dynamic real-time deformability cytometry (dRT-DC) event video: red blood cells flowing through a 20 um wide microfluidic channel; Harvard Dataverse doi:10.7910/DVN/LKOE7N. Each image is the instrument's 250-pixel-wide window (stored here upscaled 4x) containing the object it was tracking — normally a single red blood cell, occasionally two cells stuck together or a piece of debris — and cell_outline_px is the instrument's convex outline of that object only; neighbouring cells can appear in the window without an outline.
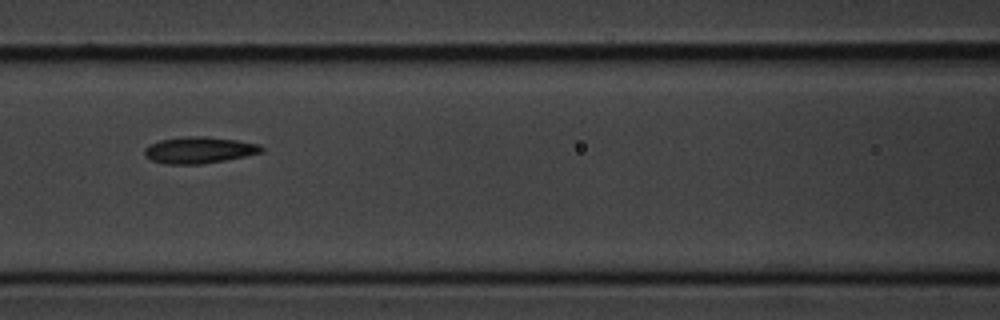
{"species": "common noctule bat (a hibernating species)", "species_latin": "Nyctalus noctula", "temperature_condition": "cold", "stored_images_in_passage": 9, "camera_frame_rate_fps": 3000, "um_per_image_px": 0.085, "animal": {"sex": "male", "body_mass_g": 20.1, "forearm_length_mm": 53.5}, "frame": {"image": 1, "passage_image": 7, "time_ms": 8.0, "image_size_px": [1000, 320], "cell_outline_px": [[264, 152], [224, 160], [200, 164], [164, 164], [152, 160], [144, 156], [144, 148], [148, 144], [160, 140], [188, 136], [204, 136], [236, 140], [260, 144], [264, 148]], "centroid_in_image_um": [16.9, 12.75], "position_along_channel_um": 149.7, "area_um2": 18.09}}
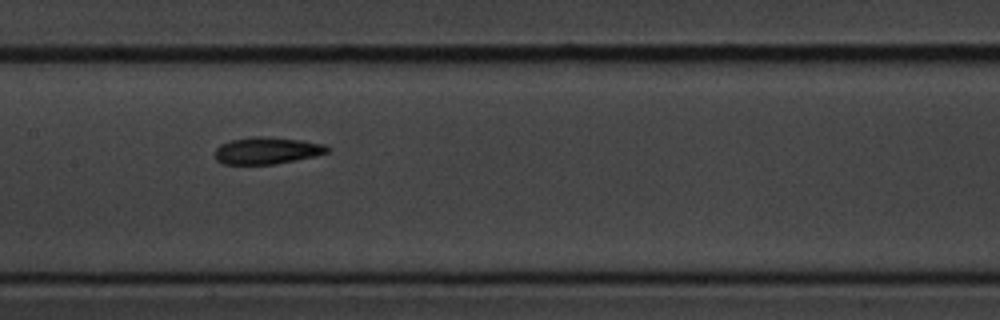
{"frame": {"image": 2, "passage_image": 8, "time_ms": 9.0, "image_size_px": [1000, 320], "cell_outline_px": [[328, 152], [296, 160], [276, 164], [224, 164], [216, 160], [216, 148], [220, 144], [232, 140], [252, 136], [260, 136], [300, 140], [324, 144], [328, 148]], "centroid_in_image_um": [22.65, 12.8], "position_along_channel_um": 184.7, "area_um2": 17.4}}
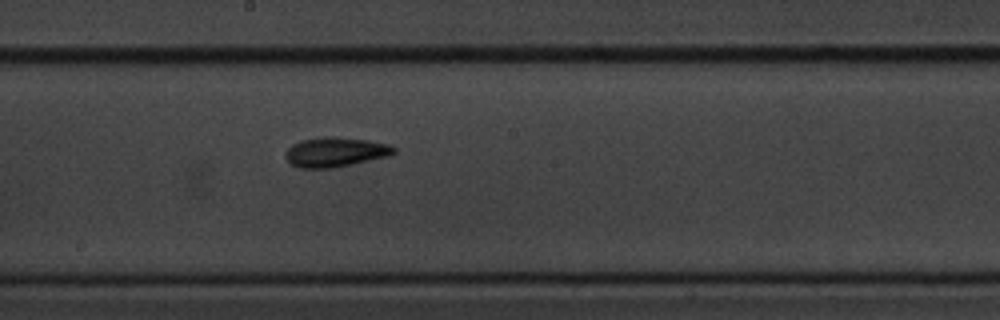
{"frame": {"image": 3, "passage_image": 9, "time_ms": 10.0, "image_size_px": [1000, 320], "cell_outline_px": [[396, 152], [388, 156], [332, 168], [300, 168], [292, 164], [284, 156], [288, 148], [292, 144], [300, 140], [324, 136], [332, 136], [368, 140], [388, 144], [396, 148]], "centroid_in_image_um": [28.49, 12.91], "position_along_channel_um": 219.7, "area_um2": 18.67}}